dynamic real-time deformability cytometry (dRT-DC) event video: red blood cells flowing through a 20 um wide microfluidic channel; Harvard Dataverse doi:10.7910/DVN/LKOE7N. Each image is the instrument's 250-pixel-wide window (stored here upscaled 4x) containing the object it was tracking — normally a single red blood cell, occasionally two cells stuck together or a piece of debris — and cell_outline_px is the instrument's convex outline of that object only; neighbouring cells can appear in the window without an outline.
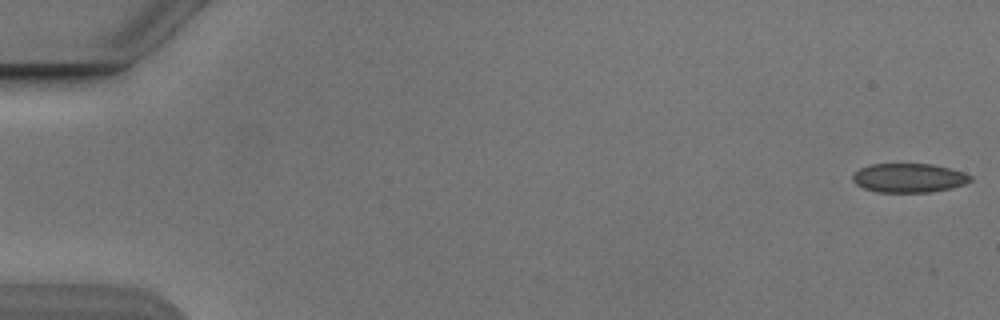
{"species": "Egyptian fruit bat (a non-hibernating species)", "species_latin": "Rousettus aegyptiacus", "temperature_condition": "cold", "stored_images_in_passage": 10, "camera_frame_rate_fps": 3000, "um_per_image_px": 0.085, "animal": {"sex": "male"}, "frame": {"image": 1, "passage_image": 1, "time_ms": 0.0, "image_size_px": [1000, 320], "cell_outline_px": [[972, 180], [964, 184], [952, 188], [932, 192], [876, 192], [864, 188], [856, 184], [852, 180], [852, 176], [860, 168], [872, 164], [932, 164], [964, 172], [972, 176]], "centroid_in_image_um": [77.26, 15.13], "position_along_channel_um": 7.7, "area_um2": 19.94}}